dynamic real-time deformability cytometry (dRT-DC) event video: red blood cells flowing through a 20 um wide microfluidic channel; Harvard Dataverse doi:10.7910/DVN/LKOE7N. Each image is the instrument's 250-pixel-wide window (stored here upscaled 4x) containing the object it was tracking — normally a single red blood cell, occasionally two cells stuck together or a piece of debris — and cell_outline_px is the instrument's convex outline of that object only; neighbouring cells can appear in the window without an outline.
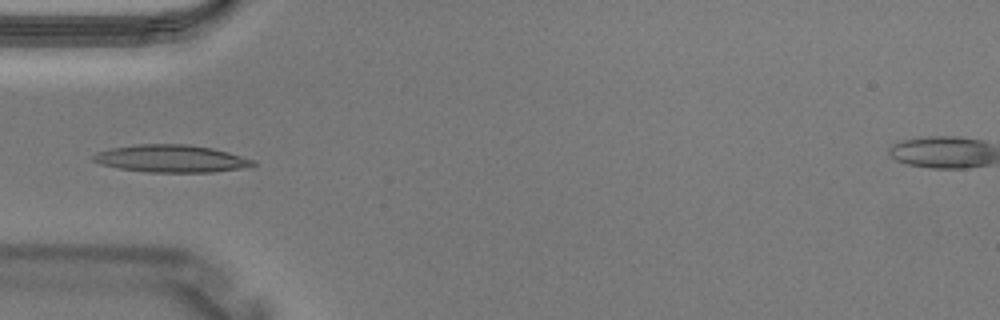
{"species": "Egyptian fruit bat (a non-hibernating species)", "species_latin": "Rousettus aegyptiacus", "temperature_condition": "warm", "stored_images_in_passage": 4, "camera_frame_rate_fps": 3000, "um_per_image_px": 0.085, "animal": {"sex": "male"}, "frame": {"image": 1, "passage_image": 4, "time_ms": 1.0, "image_size_px": [1000, 320], "cell_outline_px": [[256, 164], [248, 168], [212, 172], [144, 172], [116, 168], [100, 164], [92, 160], [92, 156], [96, 152], [112, 148], [136, 144], [188, 144], [212, 148], [228, 152], [256, 160]], "centroid_in_image_um": [14.56, 13.49], "position_along_channel_um": 70.4, "area_um2": 25.84}}